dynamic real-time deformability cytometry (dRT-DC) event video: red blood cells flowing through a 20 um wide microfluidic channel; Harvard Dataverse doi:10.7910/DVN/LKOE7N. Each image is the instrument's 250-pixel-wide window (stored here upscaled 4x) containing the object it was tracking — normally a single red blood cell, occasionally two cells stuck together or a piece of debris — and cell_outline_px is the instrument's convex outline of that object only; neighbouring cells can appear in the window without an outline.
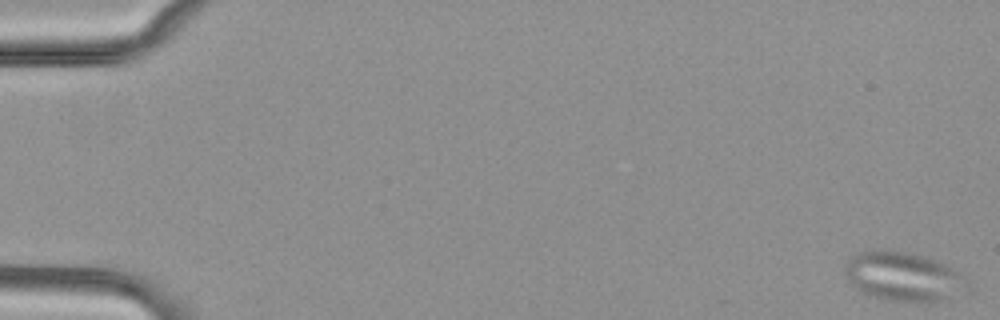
{"species": "common noctule bat (a hibernating species)", "species_latin": "Nyctalus noctula", "temperature_condition": "cold", "stored_images_in_passage": 55, "camera_frame_rate_fps": 3000, "um_per_image_px": 0.085, "animal": {"sex": "female", "body_mass_g": 29.2, "forearm_length_mm": 56.3}, "frame": {"image": 1, "passage_image": 1, "time_ms": 0.0, "image_size_px": [1000, 320], "cell_outline_px": [[972, 288], [968, 296], [936, 300], [888, 300], [864, 292], [856, 288], [848, 280], [844, 272], [844, 264], [852, 256], [860, 252], [884, 248], [904, 252], [936, 260], [960, 272]], "centroid_in_image_um": [76.86, 23.5], "position_along_channel_um": 8.1, "area_um2": 35.08}}
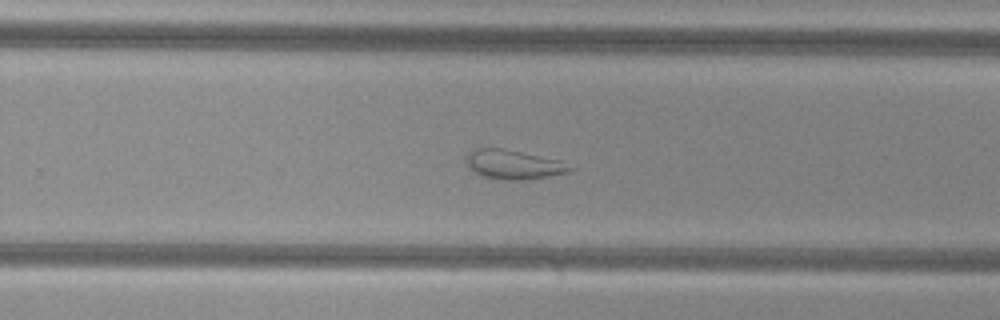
{"frame": {"image": 2, "passage_image": 36, "time_ms": 11.667, "image_size_px": [1000, 320], "cell_outline_px": [[576, 168], [568, 172], [548, 176], [520, 180], [504, 180], [480, 176], [468, 168], [468, 152], [476, 148], [504, 148], [560, 160]], "centroid_in_image_um": [43.65, 13.98], "position_along_channel_um": 286.1, "area_um2": 17.69}}
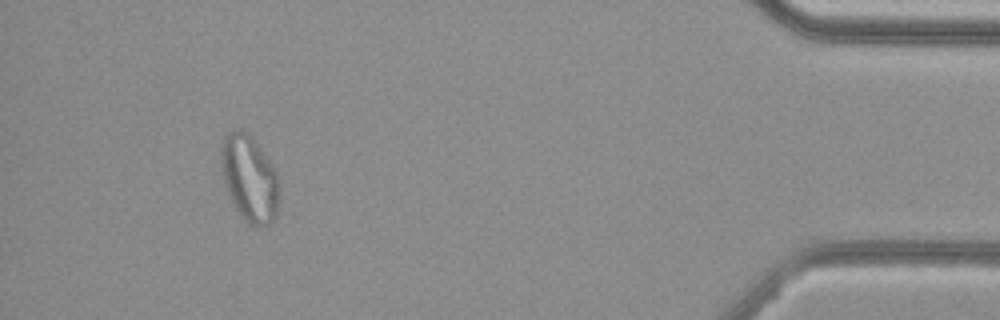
{"frame": {"image": 3, "passage_image": 51, "time_ms": 16.667, "image_size_px": [1000, 320], "cell_outline_px": [[280, 216], [268, 224], [256, 228], [252, 228], [240, 216], [232, 200], [224, 180], [220, 160], [220, 148], [224, 136], [240, 128], [252, 136], [276, 168], [280, 196]], "centroid_in_image_um": [21.26, 15.21], "position_along_channel_um": 413.9, "area_um2": 30.0}, "authors_computed_cell_mechanics": {"area_um2": 28.4954, "velocity_mm_per_s": 3.8098, "shape_relaxation_time_tau1_ms": null, "shape_relaxation_time_tau2_ms": 1.2214, "deformation_change_tau1": null, "deformation_change_tau2": 0.091}}